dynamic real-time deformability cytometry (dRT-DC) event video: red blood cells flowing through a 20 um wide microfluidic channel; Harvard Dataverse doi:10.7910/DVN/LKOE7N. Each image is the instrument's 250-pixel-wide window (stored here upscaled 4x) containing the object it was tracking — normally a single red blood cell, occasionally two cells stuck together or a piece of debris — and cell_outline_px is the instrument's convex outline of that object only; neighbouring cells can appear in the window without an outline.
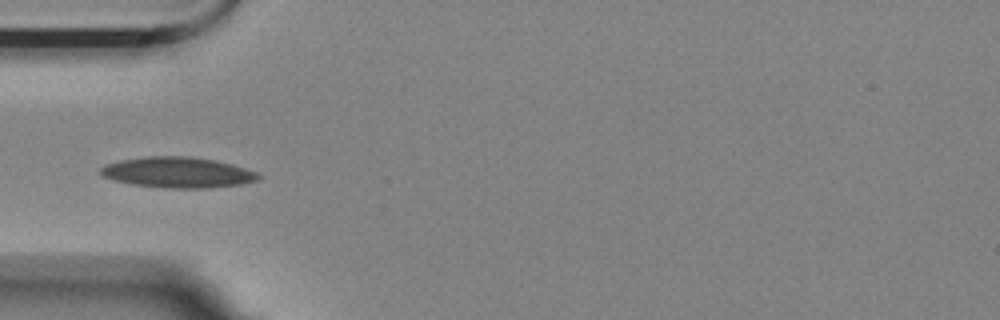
{"species": "Egyptian fruit bat (a non-hibernating species)", "species_latin": "Rousettus aegyptiacus", "temperature_condition": "room temperature", "stored_images_in_passage": 13, "camera_frame_rate_fps": 3000, "um_per_image_px": 0.085, "animal": {"sex": "female"}, "frame": {"image": 1, "passage_image": 4, "time_ms": 1.0, "image_size_px": [1000, 320], "cell_outline_px": [[260, 180], [240, 184], [212, 188], [164, 188], [132, 184], [112, 180], [100, 176], [100, 168], [104, 164], [120, 160], [148, 156], [188, 156], [216, 160], [232, 164], [256, 172], [260, 176]], "centroid_in_image_um": [15.07, 14.66], "position_along_channel_um": 69.9, "area_um2": 28.44}}
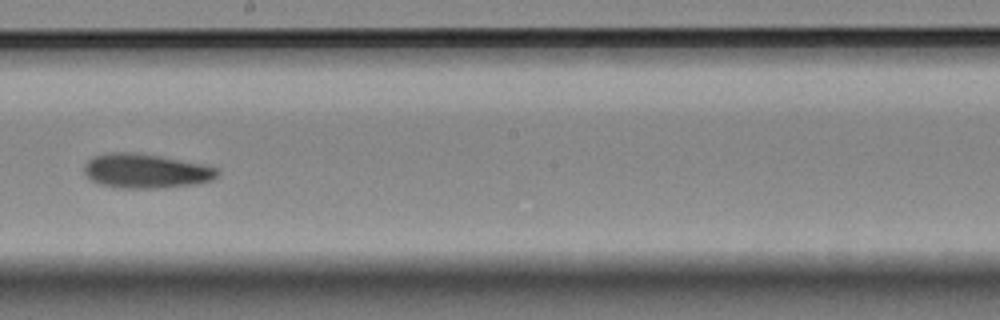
{"frame": {"image": 2, "passage_image": 8, "time_ms": 2.333, "image_size_px": [1000, 320], "cell_outline_px": [[220, 172], [212, 180], [196, 184], [156, 188], [112, 188], [100, 184], [92, 180], [84, 172], [84, 164], [92, 156], [104, 152], [136, 152], [160, 156], [220, 168]], "centroid_in_image_um": [12.36, 14.53], "position_along_channel_um": 235.8, "area_um2": 26.88}}
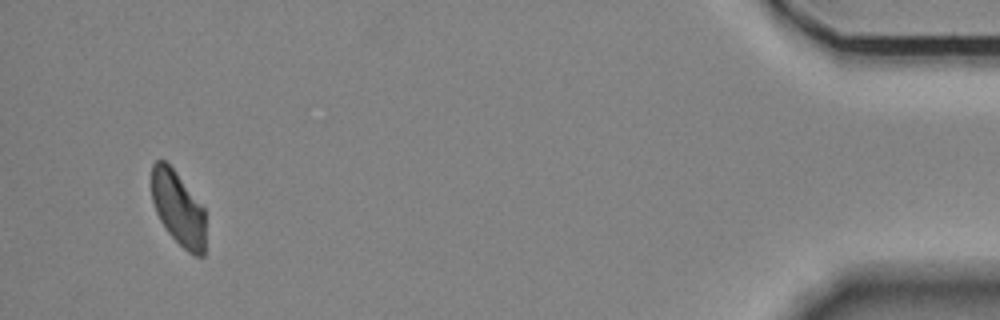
{"frame": {"image": 3, "passage_image": 13, "time_ms": 4.0, "image_size_px": [1000, 320], "cell_outline_px": [[204, 256], [196, 256], [188, 252], [168, 232], [160, 220], [156, 212], [152, 200], [152, 164], [156, 160], [164, 160], [176, 172], [204, 208]], "centroid_in_image_um": [15.13, 17.71], "position_along_channel_um": 420.1, "area_um2": 22.95}}